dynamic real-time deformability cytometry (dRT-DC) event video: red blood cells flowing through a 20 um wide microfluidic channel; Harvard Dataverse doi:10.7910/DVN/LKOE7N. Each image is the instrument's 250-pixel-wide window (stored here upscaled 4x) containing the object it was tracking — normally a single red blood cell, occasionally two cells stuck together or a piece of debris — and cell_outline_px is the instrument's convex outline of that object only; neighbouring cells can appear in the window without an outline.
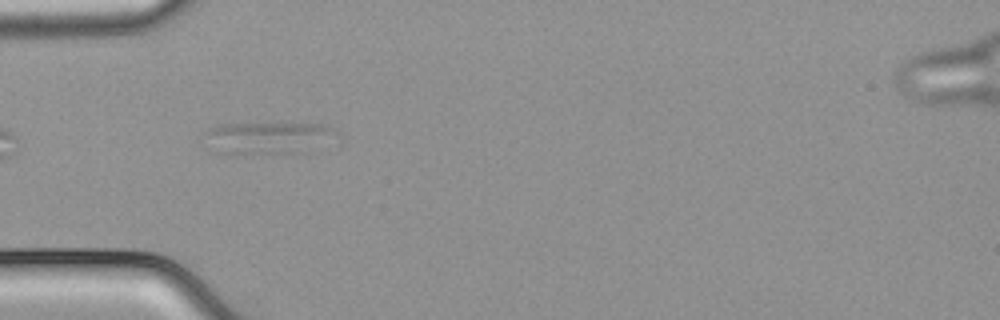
{"species": "common noctule bat (a hibernating species)", "species_latin": "Nyctalus noctula", "temperature_condition": "cold", "stored_images_in_passage": 39, "camera_frame_rate_fps": 3000, "um_per_image_px": 0.085, "animal": {"sex": "male", "body_mass_g": 21.5, "forearm_length_mm": 52.0}, "frame": {"image": 1, "passage_image": 2, "time_ms": 0.333, "image_size_px": [1000, 320], "cell_outline_px": [[340, 144], [296, 152], [236, 156], [224, 152], [200, 132], [208, 128], [220, 124], [288, 120], [324, 124], [340, 132]], "centroid_in_image_um": [23.05, 11.66], "position_along_channel_um": 61.9, "area_um2": 26.88}}
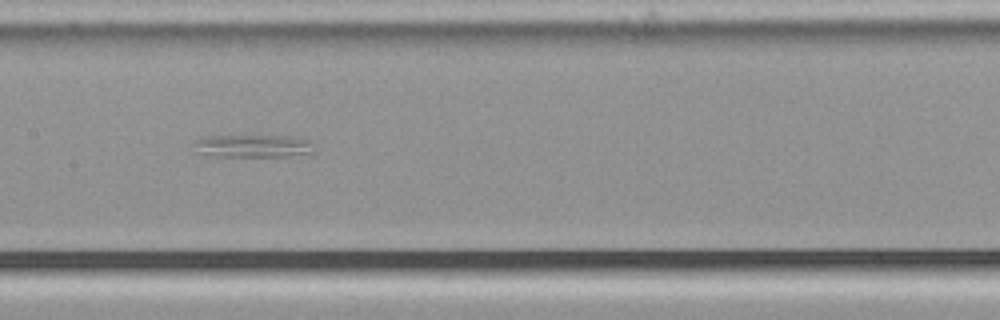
{"frame": {"image": 2, "passage_image": 12, "time_ms": 3.667, "image_size_px": [1000, 320], "cell_outline_px": [[312, 152], [284, 156], [212, 156], [196, 152], [196, 140], [204, 136], [296, 136], [312, 140]], "centroid_in_image_um": [21.52, 12.4], "position_along_channel_um": 185.9, "area_um2": 15.78}}
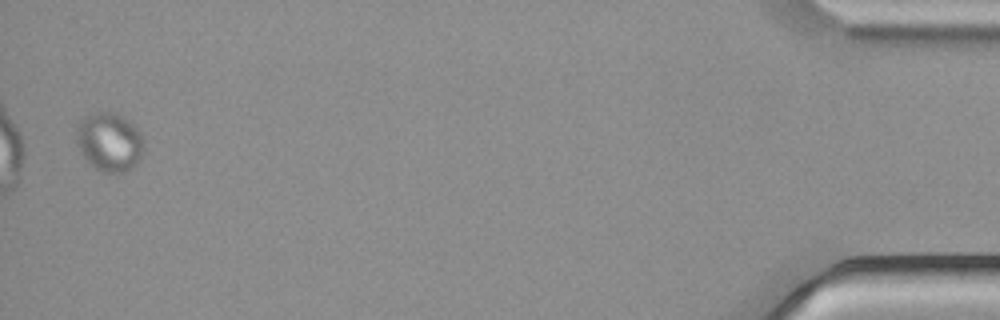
{"frame": {"image": 3, "passage_image": 38, "time_ms": 12.333, "image_size_px": [1000, 320], "cell_outline_px": [[140, 156], [136, 164], [132, 168], [124, 172], [100, 172], [92, 168], [76, 144], [76, 128], [80, 120], [84, 116], [96, 112], [112, 112], [124, 116], [140, 132]], "centroid_in_image_um": [9.23, 12.06], "position_along_channel_um": 426.0, "area_um2": 22.89}}